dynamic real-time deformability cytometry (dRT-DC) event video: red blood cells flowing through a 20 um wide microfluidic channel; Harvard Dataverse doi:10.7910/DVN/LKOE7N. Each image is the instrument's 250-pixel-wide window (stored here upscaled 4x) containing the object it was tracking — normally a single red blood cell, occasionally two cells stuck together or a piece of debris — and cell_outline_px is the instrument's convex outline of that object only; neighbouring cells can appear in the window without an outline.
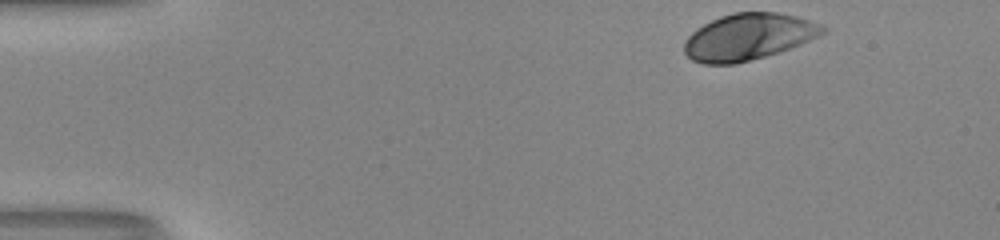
{"species": "human", "species_latin": "Homo sapiens", "temperature_condition": "room temperature", "stored_images_in_passage": 37, "camera_frame_rate_fps": 3000, "um_per_image_px": 0.085, "donor": {"sex": "male"}, "frame": {"image": 1, "passage_image": 1, "time_ms": 0.0, "image_size_px": [1000, 240], "cell_outline_px": [[828, 28], [824, 32], [800, 44], [764, 56], [736, 64], [704, 64], [692, 60], [684, 52], [684, 40], [696, 28], [720, 16], [732, 12], [776, 12], [796, 16], [824, 24]], "centroid_in_image_um": [63.59, 3.12], "position_along_channel_um": 21.4, "area_um2": 37.4}}
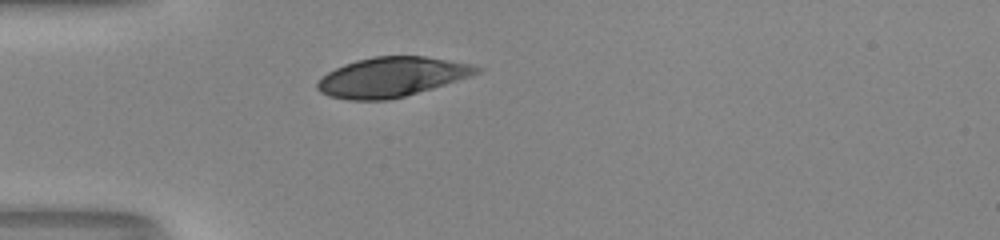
{"frame": {"image": 2, "passage_image": 10, "time_ms": 3.0, "image_size_px": [1000, 240], "cell_outline_px": [[484, 68], [480, 72], [432, 88], [404, 96], [388, 100], [348, 100], [328, 96], [320, 92], [316, 88], [316, 84], [328, 72], [344, 64], [356, 60], [376, 56], [424, 56], [472, 64]], "centroid_in_image_um": [33.27, 6.54], "position_along_channel_um": 51.7, "area_um2": 36.47}}
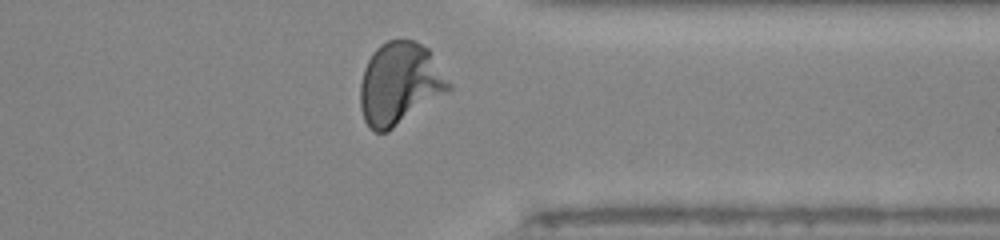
{"frame": {"image": 3, "passage_image": 35, "time_ms": 11.333, "image_size_px": [1000, 240], "cell_outline_px": [[452, 88], [388, 132], [372, 132], [368, 128], [364, 120], [360, 108], [360, 84], [364, 68], [372, 52], [380, 44], [388, 40], [412, 40], [428, 48], [452, 84]], "centroid_in_image_um": [33.94, 7.12], "position_along_channel_um": 377.5, "area_um2": 42.43}, "authors_computed_cell_mechanics": {"area_um2": 39.593, "velocity_mm_per_s": 4.1292, "shape_relaxation_time_tau1_ms": 3.1421, "shape_relaxation_time_tau2_ms": null, "deformation_change_tau1": 0.1808, "deformation_change_tau2": null}}